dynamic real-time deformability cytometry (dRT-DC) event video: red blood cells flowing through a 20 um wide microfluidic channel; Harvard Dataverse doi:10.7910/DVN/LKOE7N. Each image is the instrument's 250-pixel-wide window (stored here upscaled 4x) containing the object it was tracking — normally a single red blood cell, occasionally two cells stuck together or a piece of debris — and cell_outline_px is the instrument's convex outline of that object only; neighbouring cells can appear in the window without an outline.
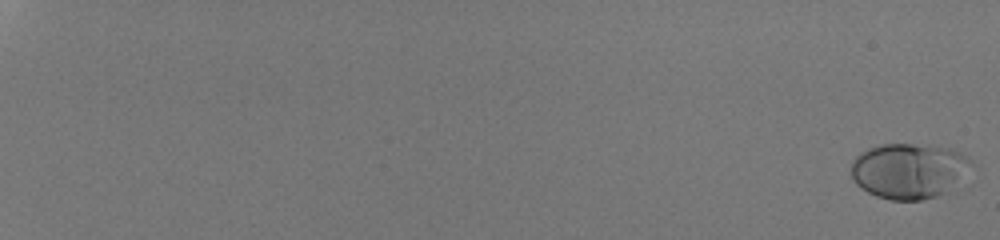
{"species": "human", "species_latin": "Homo sapiens", "temperature_condition": "room temperature", "stored_images_in_passage": 55, "camera_frame_rate_fps": 3000, "um_per_image_px": 0.085, "donor": {"sex": "male"}, "frame": {"image": 1, "passage_image": 1, "time_ms": 0.0, "image_size_px": [1000, 240], "cell_outline_px": [[972, 164], [956, 192], [920, 200], [888, 200], [876, 196], [860, 188], [852, 180], [852, 160], [860, 152], [868, 148], [884, 144], [912, 144], [952, 148], [960, 152], [972, 160]], "centroid_in_image_um": [77.32, 14.55], "position_along_channel_um": 7.7, "area_um2": 39.71}}
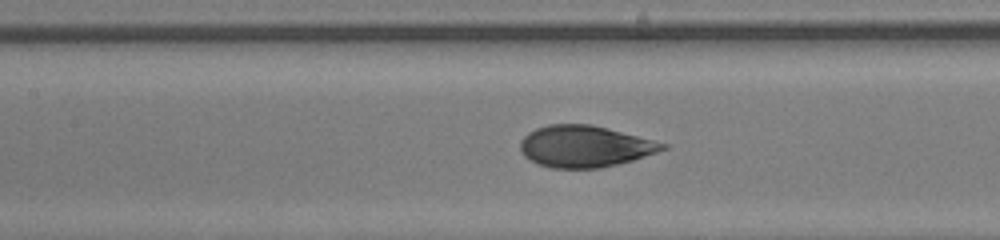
{"frame": {"image": 2, "passage_image": 32, "time_ms": 10.333, "image_size_px": [1000, 240], "cell_outline_px": [[668, 148], [632, 160], [600, 168], [552, 168], [536, 164], [528, 160], [520, 152], [520, 140], [528, 132], [536, 128], [548, 124], [592, 124], [668, 144]], "centroid_in_image_um": [49.64, 12.44], "position_along_channel_um": 157.8, "area_um2": 34.51}}
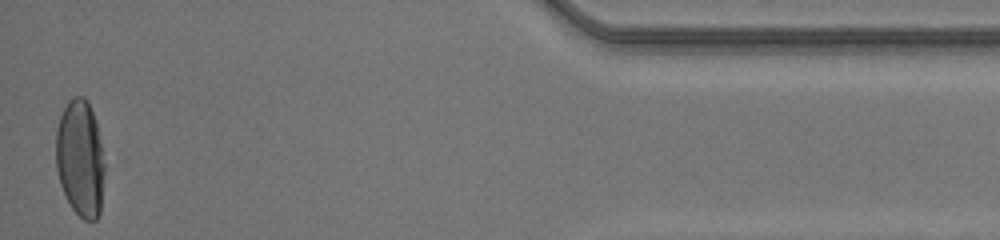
{"frame": {"image": 3, "passage_image": 55, "time_ms": 18.0, "image_size_px": [1000, 240], "cell_outline_px": [[104, 172], [100, 212], [96, 220], [84, 220], [72, 208], [60, 184], [56, 168], [56, 132], [60, 116], [68, 100], [72, 96], [84, 96], [88, 100], [96, 124], [104, 164]], "centroid_in_image_um": [6.8, 13.45], "position_along_channel_um": 428.4, "area_um2": 32.89}, "authors_computed_cell_mechanics": {"area_um2": 35.3736, "velocity_mm_per_s": 4.2165, "shape_relaxation_time_tau1_ms": 4.6425, "shape_relaxation_time_tau2_ms": null, "deformation_change_tau1": 0.2045, "deformation_change_tau2": null}}